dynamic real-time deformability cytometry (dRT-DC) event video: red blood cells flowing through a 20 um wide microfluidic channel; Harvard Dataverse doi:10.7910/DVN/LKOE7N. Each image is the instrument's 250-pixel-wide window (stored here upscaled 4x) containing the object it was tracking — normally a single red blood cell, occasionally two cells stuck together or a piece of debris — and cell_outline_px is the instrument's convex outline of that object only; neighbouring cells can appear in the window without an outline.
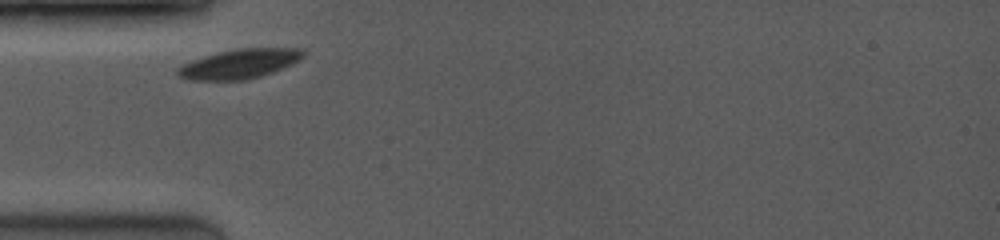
{"species": "common noctule bat (a hibernating species)", "species_latin": "Nyctalus noctula", "temperature_condition": "room temperature", "stored_images_in_passage": 15, "camera_frame_rate_fps": 3500, "um_per_image_px": 0.085, "animal": {"sex": "female", "body_mass_g": 19.0, "forearm_length_mm": 53.3}, "frame": {"image": 1, "passage_image": 1, "time_ms": 0.0, "image_size_px": [1000, 240], "cell_outline_px": [[304, 56], [292, 64], [272, 72], [260, 76], [244, 80], [188, 80], [180, 76], [176, 72], [176, 68], [192, 60], [216, 52], [240, 48], [300, 48], [304, 52]], "centroid_in_image_um": [20.33, 5.42], "position_along_channel_um": 64.7, "area_um2": 21.44}}
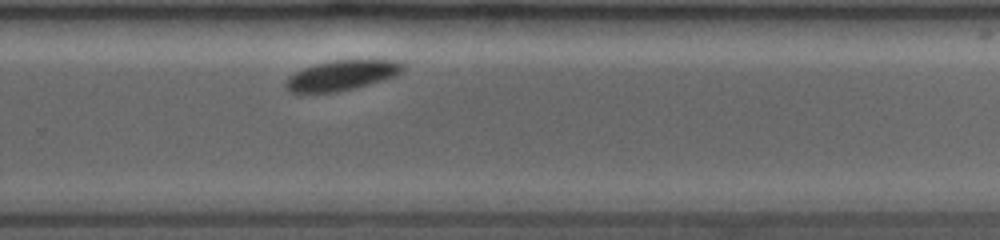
{"frame": {"image": 2, "passage_image": 12, "time_ms": 6.286, "image_size_px": [1000, 240], "cell_outline_px": [[404, 68], [396, 76], [384, 80], [336, 92], [288, 92], [284, 84], [288, 76], [304, 68], [316, 64], [336, 60], [400, 60], [404, 64]], "centroid_in_image_um": [29.06, 6.4], "position_along_channel_um": 300.7, "area_um2": 20.35}}
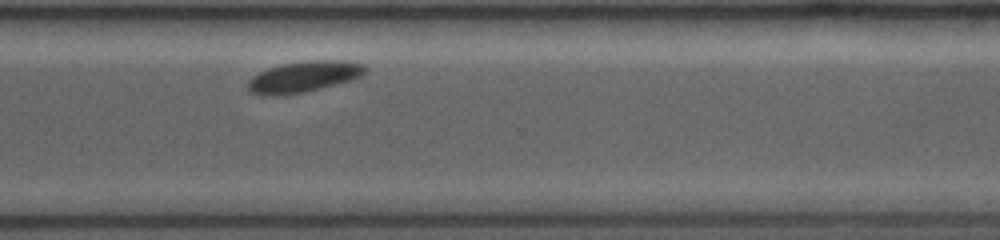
{"frame": {"image": 3, "passage_image": 14, "time_ms": 7.429, "image_size_px": [1000, 240], "cell_outline_px": [[368, 72], [360, 76], [348, 80], [320, 88], [304, 92], [284, 96], [264, 96], [252, 92], [248, 88], [248, 80], [252, 76], [268, 68], [284, 64], [304, 60], [348, 60], [364, 64], [368, 68]], "centroid_in_image_um": [25.83, 6.51], "position_along_channel_um": 344.8, "area_um2": 21.33}}